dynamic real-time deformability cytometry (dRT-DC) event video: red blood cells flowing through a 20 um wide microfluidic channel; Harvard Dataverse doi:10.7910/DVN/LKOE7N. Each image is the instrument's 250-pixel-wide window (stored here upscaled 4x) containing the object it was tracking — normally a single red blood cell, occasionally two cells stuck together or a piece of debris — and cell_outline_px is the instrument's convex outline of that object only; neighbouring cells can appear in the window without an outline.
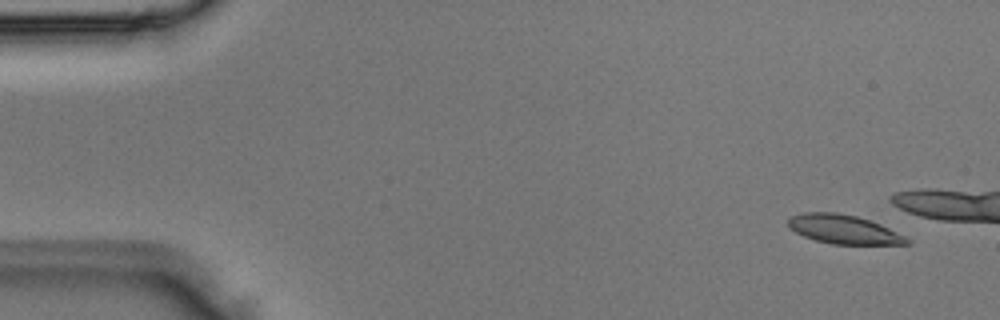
{"species": "Egyptian fruit bat (a non-hibernating species)", "species_latin": "Rousettus aegyptiacus", "temperature_condition": "room temperature", "stored_images_in_passage": 4, "segment_of_instrument_passage": [2, 2], "camera_frame_rate_fps": 3000, "um_per_image_px": 0.085, "animal": {"sex": "male"}, "frame": {"image": 1, "passage_image": 4, "time_ms": 1.0, "image_size_px": [1000, 320], "cell_outline_px": [[908, 244], [832, 244], [816, 240], [804, 236], [796, 232], [788, 224], [788, 216], [804, 212], [836, 212], [856, 216], [880, 224], [904, 236], [908, 240]], "centroid_in_image_um": [71.66, 19.48], "position_along_channel_um": 13.3, "area_um2": 19.71}}